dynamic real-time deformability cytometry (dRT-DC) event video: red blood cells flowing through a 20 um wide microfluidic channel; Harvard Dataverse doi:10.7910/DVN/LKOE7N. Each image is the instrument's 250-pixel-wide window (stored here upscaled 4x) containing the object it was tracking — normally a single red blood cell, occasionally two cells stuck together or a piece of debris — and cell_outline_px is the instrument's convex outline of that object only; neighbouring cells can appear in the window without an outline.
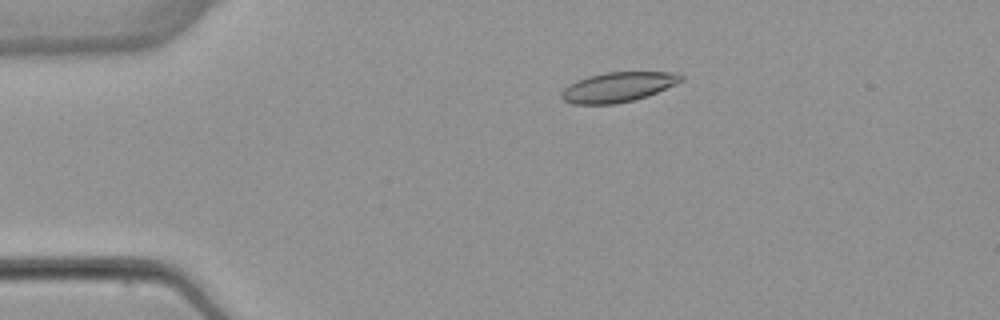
{"species": "common noctule bat (a hibernating species)", "species_latin": "Nyctalus noctula", "temperature_condition": "warm", "stored_images_in_passage": 3, "camera_frame_rate_fps": 3000, "um_per_image_px": 0.085, "animal": {"sex": "female", "body_mass_g": 22.7, "forearm_length_mm": 54.2}, "frame": {"image": 1, "passage_image": 2, "time_ms": 1.333, "image_size_px": [1000, 320], "cell_outline_px": [[684, 80], [676, 84], [648, 96], [616, 104], [572, 104], [564, 100], [560, 96], [560, 92], [568, 84], [576, 80], [588, 76], [604, 72], [676, 72], [684, 76]], "centroid_in_image_um": [52.52, 7.39], "position_along_channel_um": 32.5, "area_um2": 20.98}}